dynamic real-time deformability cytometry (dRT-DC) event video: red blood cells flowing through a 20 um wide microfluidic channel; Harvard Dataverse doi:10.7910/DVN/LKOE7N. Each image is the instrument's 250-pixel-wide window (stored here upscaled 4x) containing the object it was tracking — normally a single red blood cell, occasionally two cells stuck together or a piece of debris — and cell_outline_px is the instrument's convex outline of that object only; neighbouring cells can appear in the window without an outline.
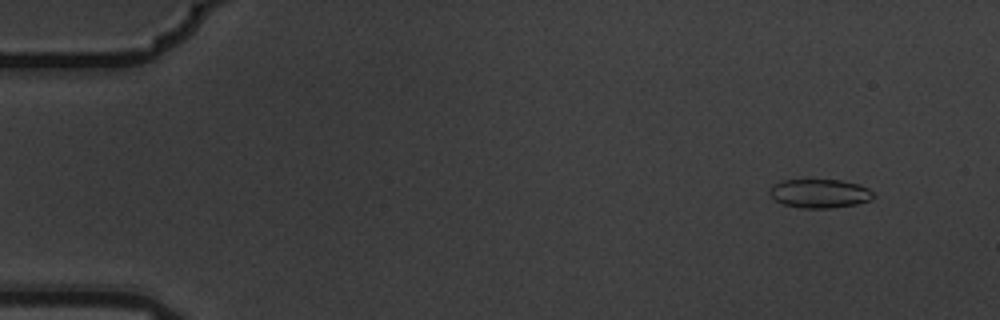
{"species": "common noctule bat (a hibernating species)", "species_latin": "Nyctalus noctula", "temperature_condition": "warm", "stored_images_in_passage": 6, "camera_frame_rate_fps": 3000, "um_per_image_px": 0.085, "animal": {"sex": "male", "body_mass_g": 19.5, "forearm_length_mm": 54.6}, "frame": {"image": 1, "passage_image": 2, "time_ms": 0.333, "image_size_px": [1000, 320], "cell_outline_px": [[876, 196], [872, 200], [856, 204], [828, 208], [800, 208], [784, 204], [776, 200], [768, 192], [772, 184], [784, 180], [840, 180], [860, 184], [868, 188]], "centroid_in_image_um": [69.69, 16.44], "position_along_channel_um": 15.3, "area_um2": 17.46}}
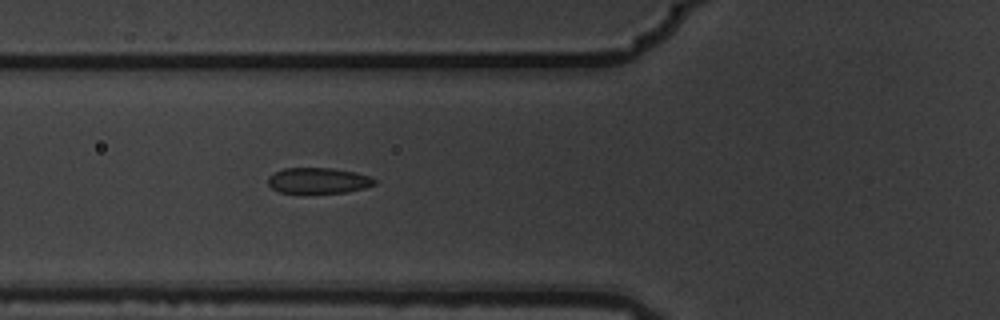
{"frame": {"image": 2, "passage_image": 6, "time_ms": 1.667, "image_size_px": [1000, 320], "cell_outline_px": [[376, 184], [364, 188], [348, 192], [304, 196], [280, 192], [272, 188], [268, 184], [268, 176], [284, 168], [332, 168], [356, 172], [368, 176], [376, 180]], "centroid_in_image_um": [27.03, 15.4], "position_along_channel_um": 98.8, "area_um2": 16.76}}